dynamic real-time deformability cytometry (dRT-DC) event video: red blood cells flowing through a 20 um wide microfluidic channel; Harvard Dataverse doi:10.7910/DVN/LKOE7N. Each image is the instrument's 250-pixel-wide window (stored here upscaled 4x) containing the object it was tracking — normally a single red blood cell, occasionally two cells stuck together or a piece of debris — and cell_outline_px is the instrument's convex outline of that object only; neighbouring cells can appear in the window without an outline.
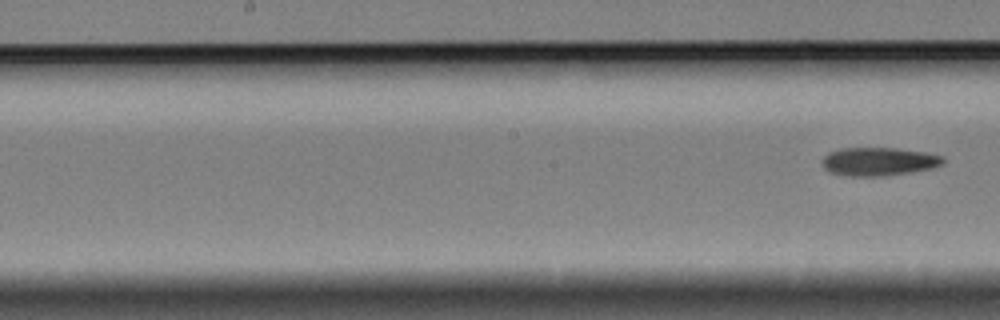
{"species": "Egyptian fruit bat (a non-hibernating species)", "species_latin": "Rousettus aegyptiacus", "temperature_condition": "cold", "stored_images_in_passage": 7, "segment_of_instrument_passage": [2, 2], "camera_frame_rate_fps": 3000, "um_per_image_px": 0.085, "animal": {"sex": "female"}, "frame": {"image": 1, "passage_image": 7, "time_ms": 7.0, "image_size_px": [1000, 320], "cell_outline_px": [[944, 164], [932, 168], [908, 172], [880, 176], [848, 176], [828, 172], [824, 168], [824, 156], [840, 148], [896, 148], [924, 152], [944, 156]], "centroid_in_image_um": [74.71, 13.73], "position_along_channel_um": 173.5, "area_um2": 19.77}}